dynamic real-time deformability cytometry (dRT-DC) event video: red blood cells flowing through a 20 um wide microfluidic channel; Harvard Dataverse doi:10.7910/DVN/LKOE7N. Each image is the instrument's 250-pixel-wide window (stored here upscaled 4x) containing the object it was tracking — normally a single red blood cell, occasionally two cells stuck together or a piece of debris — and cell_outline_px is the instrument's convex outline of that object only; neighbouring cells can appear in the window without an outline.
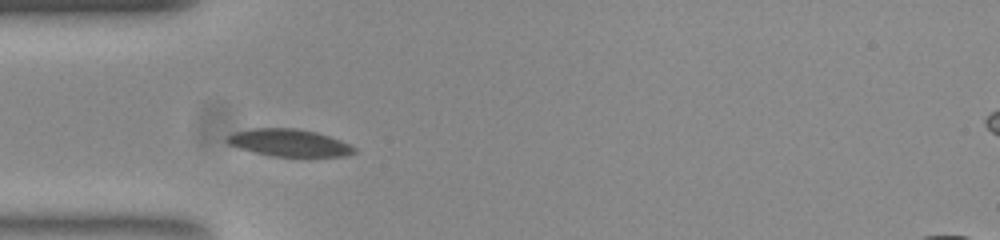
{"species": "common noctule bat (a hibernating species)", "species_latin": "Nyctalus noctula", "temperature_condition": "room temperature", "stored_images_in_passage": 39, "camera_frame_rate_fps": 3000, "um_per_image_px": 0.085, "animal": {"sex": "female", "body_mass_g": 23.0, "forearm_length_mm": 53.4}, "frame": {"image": 1, "passage_image": 1, "time_ms": 0.0, "image_size_px": [1000, 240], "cell_outline_px": [[356, 152], [344, 156], [272, 156], [240, 148], [228, 144], [224, 140], [228, 136], [236, 132], [256, 128], [292, 128], [312, 132], [328, 136], [340, 140], [356, 148]], "centroid_in_image_um": [24.56, 12.14], "position_along_channel_um": 60.4, "area_um2": 19.71}}
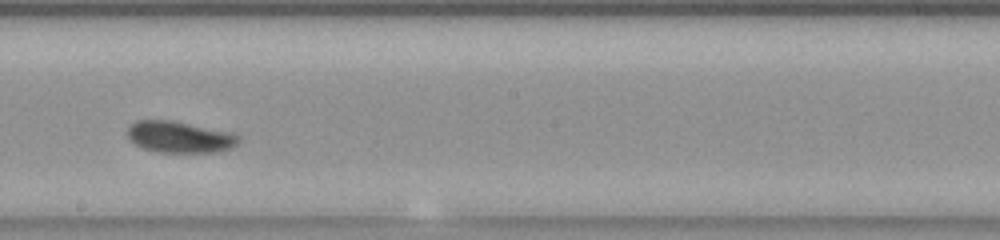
{"frame": {"image": 2, "passage_image": 15, "time_ms": 4.667, "image_size_px": [1000, 240], "cell_outline_px": [[240, 140], [232, 148], [216, 152], [160, 152], [144, 148], [136, 144], [128, 136], [128, 128], [132, 124], [140, 120], [172, 120], [224, 132], [240, 136]], "centroid_in_image_um": [15.26, 11.65], "position_along_channel_um": 232.9, "area_um2": 19.77}}
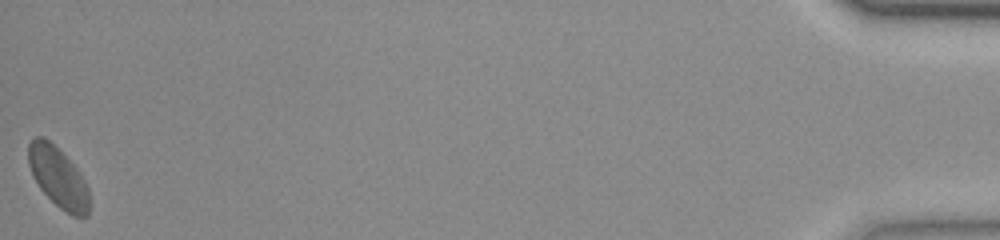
{"frame": {"image": 3, "passage_image": 39, "time_ms": 12.667, "image_size_px": [1000, 240], "cell_outline_px": [[88, 216], [72, 216], [60, 208], [40, 188], [28, 164], [28, 144], [36, 136], [44, 136], [72, 164], [84, 180], [88, 188]], "centroid_in_image_um": [4.93, 15.07], "position_along_channel_um": 430.3, "area_um2": 20.69}, "authors_computed_cell_mechanics": {"area_um2": 19.7098, "velocity_mm_per_s": 3.7471, "shape_relaxation_time_tau1_ms": 2.0359, "shape_relaxation_time_tau2_ms": 3.5075, "deformation_change_tau1": 0.1015, "deformation_change_tau2": 0.0703}}